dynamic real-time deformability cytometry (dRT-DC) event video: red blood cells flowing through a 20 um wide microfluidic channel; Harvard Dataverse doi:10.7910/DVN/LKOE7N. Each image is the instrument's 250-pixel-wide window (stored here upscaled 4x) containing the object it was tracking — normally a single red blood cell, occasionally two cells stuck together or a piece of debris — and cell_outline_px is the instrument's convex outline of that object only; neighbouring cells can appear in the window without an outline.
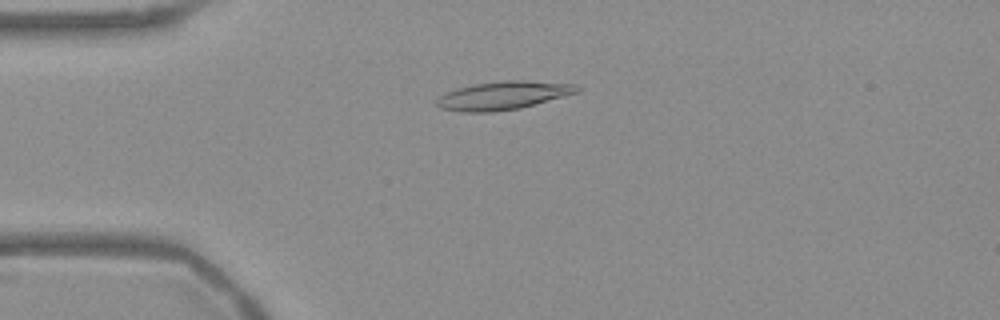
{"species": "Egyptian fruit bat (a non-hibernating species)", "species_latin": "Rousettus aegyptiacus", "temperature_condition": "warm", "stored_images_in_passage": 54, "camera_frame_rate_fps": 3000, "um_per_image_px": 0.085, "frame": {"image": 1, "passage_image": 13, "time_ms": 4.0, "image_size_px": [1000, 320], "cell_outline_px": [[580, 92], [520, 108], [496, 112], [464, 112], [440, 108], [436, 104], [436, 96], [472, 84], [500, 80], [528, 80], [576, 84], [580, 88]], "centroid_in_image_um": [42.78, 8.11], "position_along_channel_um": 42.2, "area_um2": 23.35}}
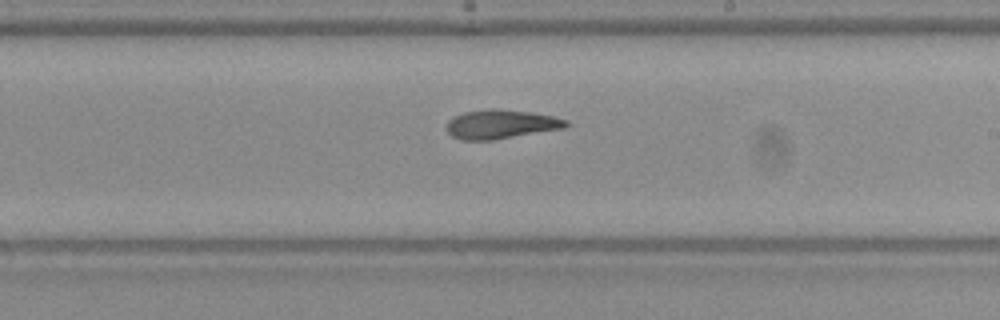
{"frame": {"image": 2, "passage_image": 31, "time_ms": 10.0, "image_size_px": [1000, 320], "cell_outline_px": [[568, 124], [564, 128], [492, 140], [460, 140], [452, 136], [444, 128], [444, 124], [452, 116], [464, 112], [488, 108], [492, 108], [528, 112], [552, 116], [568, 120]], "centroid_in_image_um": [42.49, 10.56], "position_along_channel_um": 246.5, "area_um2": 20.29}}
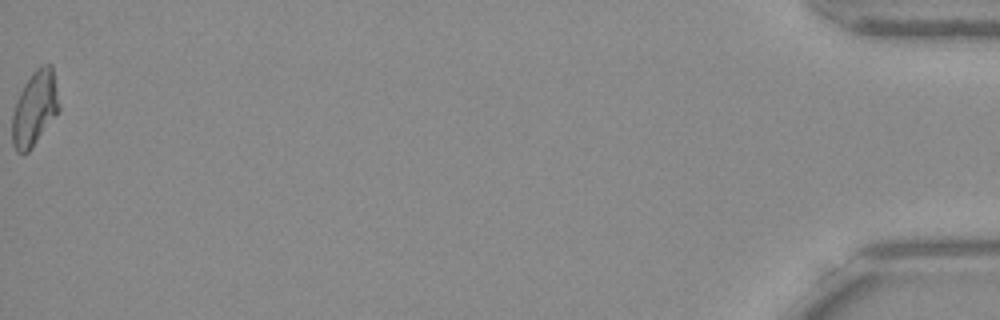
{"frame": {"image": 3, "passage_image": 54, "time_ms": 17.667, "image_size_px": [1000, 320], "cell_outline_px": [[60, 112], [28, 152], [16, 152], [12, 144], [12, 112], [20, 92], [24, 84], [32, 72], [36, 68], [44, 64], [52, 64], [60, 108]], "centroid_in_image_um": [2.96, 9.21], "position_along_channel_um": 432.2, "area_um2": 20.52}}